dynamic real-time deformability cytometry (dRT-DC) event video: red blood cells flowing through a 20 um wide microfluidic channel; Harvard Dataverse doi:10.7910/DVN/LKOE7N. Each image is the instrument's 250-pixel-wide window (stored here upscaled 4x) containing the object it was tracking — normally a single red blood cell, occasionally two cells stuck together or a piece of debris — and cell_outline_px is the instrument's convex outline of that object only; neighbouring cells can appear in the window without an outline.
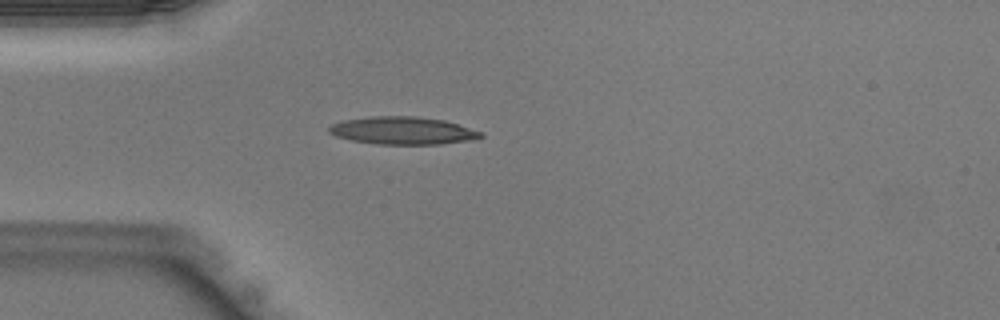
{"species": "Egyptian fruit bat (a non-hibernating species)", "species_latin": "Rousettus aegyptiacus", "temperature_condition": "warm", "stored_images_in_passage": 28, "camera_frame_rate_fps": 3000, "um_per_image_px": 0.085, "animal": {"sex": "male"}, "frame": {"image": 1, "passage_image": 3, "time_ms": 0.667, "image_size_px": [1000, 320], "cell_outline_px": [[484, 136], [472, 140], [440, 144], [376, 144], [352, 140], [336, 136], [328, 132], [328, 128], [332, 124], [344, 120], [372, 116], [416, 116], [444, 120], [484, 132]], "centroid_in_image_um": [34.26, 11.1], "position_along_channel_um": 50.7, "area_um2": 24.45}}
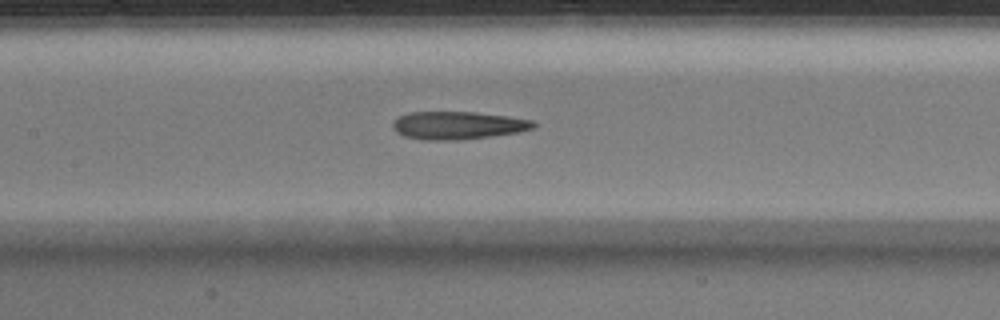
{"frame": {"image": 2, "passage_image": 11, "time_ms": 3.333, "image_size_px": [1000, 320], "cell_outline_px": [[536, 128], [520, 132], [460, 140], [428, 140], [404, 136], [396, 132], [392, 128], [392, 120], [408, 112], [476, 112], [508, 116], [532, 120], [536, 124]], "centroid_in_image_um": [38.92, 10.65], "position_along_channel_um": 168.5, "area_um2": 23.0}}
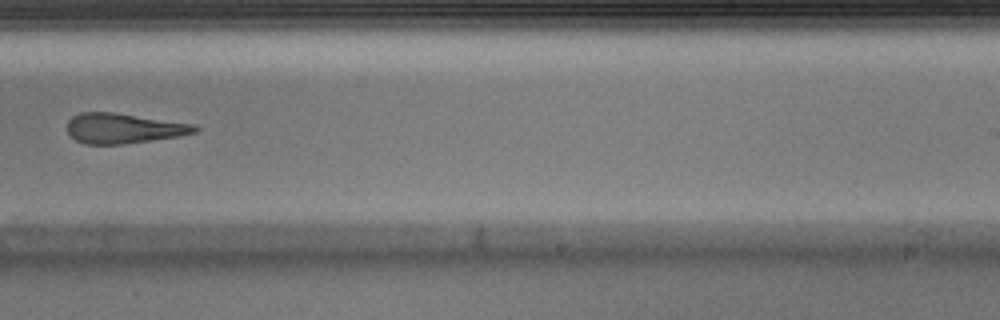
{"frame": {"image": 3, "passage_image": 18, "time_ms": 5.667, "image_size_px": [1000, 320], "cell_outline_px": [[200, 128], [196, 132], [180, 136], [124, 144], [84, 144], [76, 140], [68, 132], [68, 120], [72, 116], [80, 112], [116, 112], [196, 124]], "centroid_in_image_um": [10.53, 10.9], "position_along_channel_um": 278.5, "area_um2": 22.6}}